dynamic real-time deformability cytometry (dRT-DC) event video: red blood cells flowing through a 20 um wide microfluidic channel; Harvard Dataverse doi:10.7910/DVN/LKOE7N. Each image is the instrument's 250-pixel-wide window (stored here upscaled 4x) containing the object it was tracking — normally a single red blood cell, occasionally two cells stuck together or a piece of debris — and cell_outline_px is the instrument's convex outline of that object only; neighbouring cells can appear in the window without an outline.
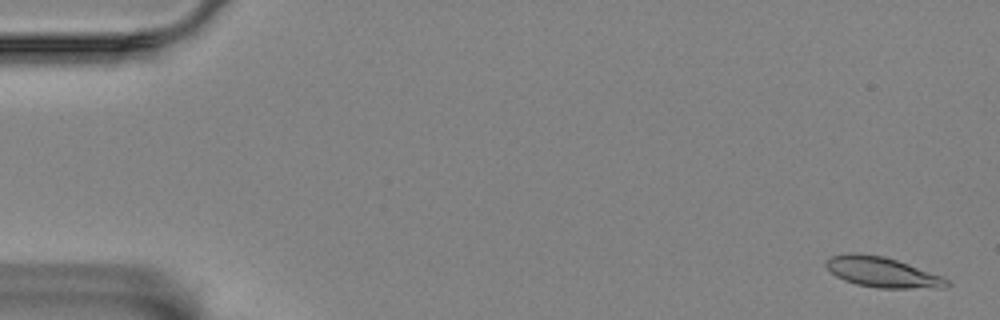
{"species": "Egyptian fruit bat (a non-hibernating species)", "species_latin": "Rousettus aegyptiacus", "temperature_condition": "room temperature", "stored_images_in_passage": 59, "camera_frame_rate_fps": 3000, "um_per_image_px": 0.085, "animal": {"sex": "female"}, "frame": {"image": 1, "passage_image": 2, "time_ms": 0.333, "image_size_px": [1000, 320], "cell_outline_px": [[952, 284], [948, 288], [876, 288], [856, 284], [844, 280], [836, 276], [824, 264], [824, 260], [832, 256], [848, 252], [856, 252], [884, 256], [944, 276]], "centroid_in_image_um": [75.02, 23.14], "position_along_channel_um": 10.0, "area_um2": 21.62}}
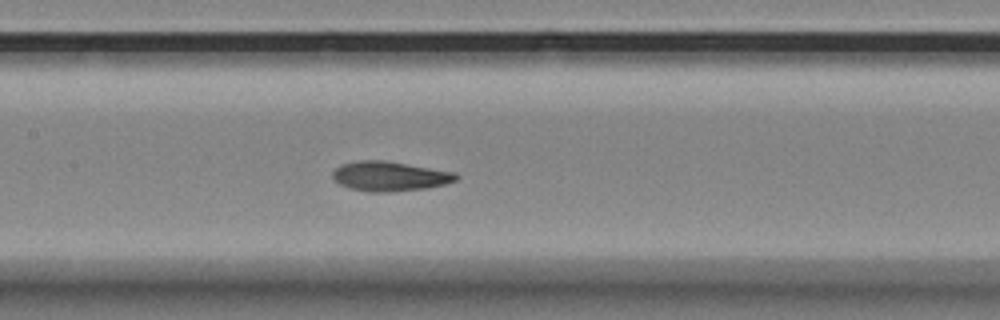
{"frame": {"image": 2, "passage_image": 28, "time_ms": 9.0, "image_size_px": [1000, 320], "cell_outline_px": [[460, 176], [456, 180], [444, 184], [428, 188], [388, 192], [368, 192], [348, 188], [332, 180], [332, 172], [340, 164], [360, 160], [384, 160], [456, 172]], "centroid_in_image_um": [33.1, 14.98], "position_along_channel_um": 174.3, "area_um2": 21.56}}
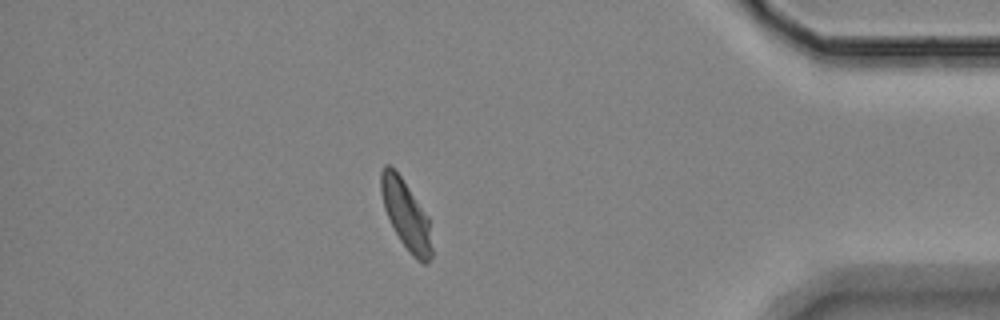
{"frame": {"image": 3, "passage_image": 51, "time_ms": 16.667, "image_size_px": [1000, 320], "cell_outline_px": [[432, 260], [428, 264], [424, 264], [416, 260], [412, 256], [400, 240], [384, 208], [380, 192], [380, 172], [384, 164], [388, 164], [400, 176], [428, 216], [432, 248]], "centroid_in_image_um": [34.52, 18.3], "position_along_channel_um": 400.7, "area_um2": 20.29}, "authors_computed_cell_mechanics": {"area_um2": 20.9236, "velocity_mm_per_s": 3.422, "shape_relaxation_time_tau1_ms": 6.9541, "shape_relaxation_time_tau2_ms": 1.7979, "deformation_change_tau1": 0.2023, "deformation_change_tau2": 0.0657}}